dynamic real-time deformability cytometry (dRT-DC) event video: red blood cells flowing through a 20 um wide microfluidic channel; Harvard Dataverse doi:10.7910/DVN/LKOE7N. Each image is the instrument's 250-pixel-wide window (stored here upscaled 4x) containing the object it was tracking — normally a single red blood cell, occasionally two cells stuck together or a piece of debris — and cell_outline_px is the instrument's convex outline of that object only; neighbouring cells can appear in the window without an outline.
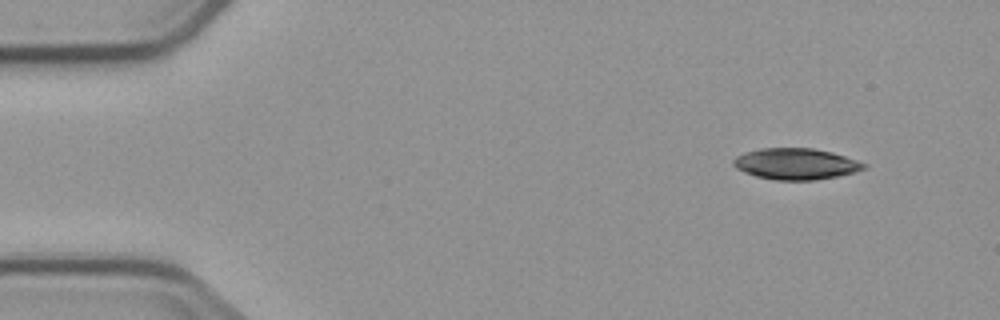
{"species": "common noctule bat (a hibernating species)", "species_latin": "Nyctalus noctula", "temperature_condition": "cold", "stored_images_in_passage": 4, "camera_frame_rate_fps": 3000, "um_per_image_px": 0.085, "animal": {"sex": "male", "body_mass_g": 23.1, "forearm_length_mm": 52.7}, "frame": {"image": 1, "passage_image": 1, "time_ms": 0.0, "image_size_px": [1000, 320], "cell_outline_px": [[868, 168], [856, 172], [816, 180], [776, 180], [756, 176], [744, 172], [736, 168], [732, 164], [732, 160], [736, 156], [744, 152], [760, 148], [812, 148], [832, 152], [868, 164]], "centroid_in_image_um": [67.65, 13.93], "position_along_channel_um": 17.4, "area_um2": 23.87}}
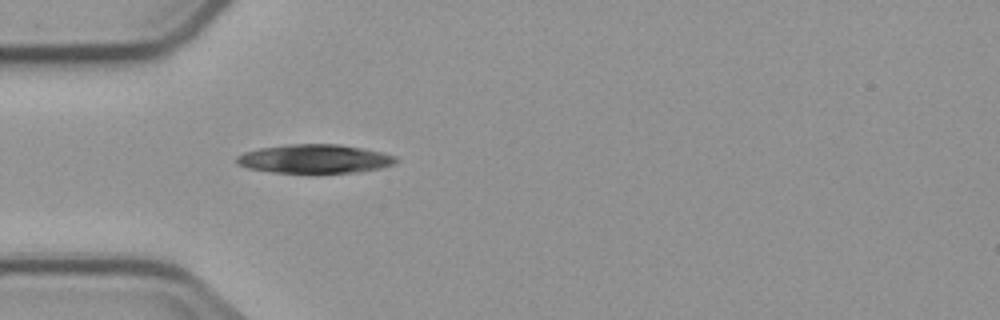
{"frame": {"image": 2, "passage_image": 4, "time_ms": 3.667, "image_size_px": [1000, 320], "cell_outline_px": [[400, 160], [392, 164], [380, 168], [356, 172], [316, 176], [272, 172], [248, 168], [236, 164], [236, 156], [244, 152], [260, 148], [288, 144], [340, 144], [380, 152], [396, 156]], "centroid_in_image_um": [26.72, 13.54], "position_along_channel_um": 58.3, "area_um2": 27.69}}